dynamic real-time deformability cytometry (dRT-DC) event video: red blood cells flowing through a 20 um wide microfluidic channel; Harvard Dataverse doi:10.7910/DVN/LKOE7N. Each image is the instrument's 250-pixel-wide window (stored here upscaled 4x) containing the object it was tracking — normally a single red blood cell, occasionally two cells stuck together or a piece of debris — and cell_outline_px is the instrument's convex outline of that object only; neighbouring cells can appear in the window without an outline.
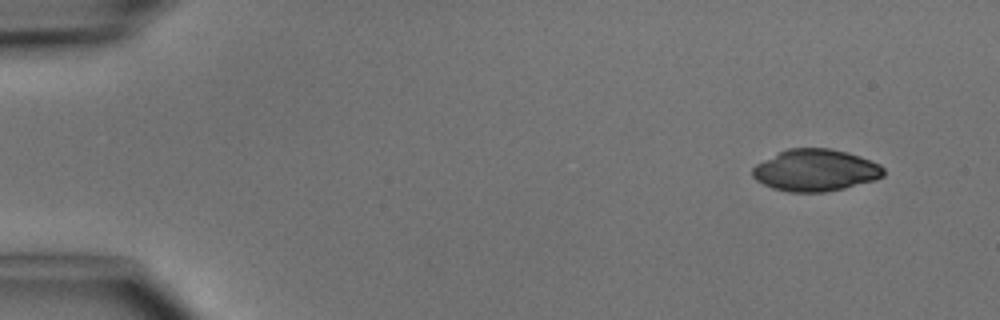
{"species": "common noctule bat (a hibernating species)", "species_latin": "Nyctalus noctula", "temperature_condition": "cold", "stored_images_in_passage": 4, "camera_frame_rate_fps": 3000, "um_per_image_px": 0.085, "animal": {"sex": "male", "body_mass_g": 15.6}, "frame": {"image": 1, "passage_image": 1, "time_ms": 0.0, "image_size_px": [1000, 320], "cell_outline_px": [[884, 176], [876, 180], [844, 188], [824, 192], [788, 192], [772, 188], [756, 180], [752, 176], [752, 168], [756, 164], [788, 148], [832, 148], [848, 152], [860, 156], [880, 164], [884, 168]], "centroid_in_image_um": [69.33, 14.47], "position_along_channel_um": 15.7, "area_um2": 32.08}}